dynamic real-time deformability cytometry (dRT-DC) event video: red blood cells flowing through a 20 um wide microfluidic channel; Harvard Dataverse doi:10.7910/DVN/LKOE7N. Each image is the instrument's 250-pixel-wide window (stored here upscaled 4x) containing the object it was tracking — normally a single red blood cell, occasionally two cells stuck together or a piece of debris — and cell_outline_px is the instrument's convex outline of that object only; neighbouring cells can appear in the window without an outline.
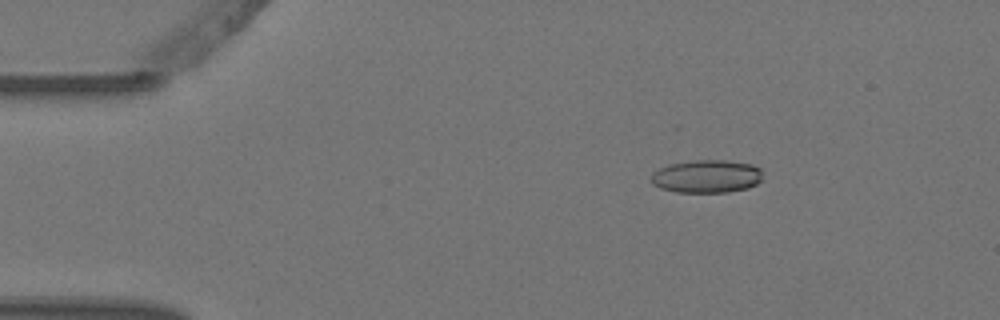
{"species": "Egyptian fruit bat (a non-hibernating species)", "species_latin": "Rousettus aegyptiacus", "temperature_condition": "warm", "stored_images_in_passage": 5, "camera_frame_rate_fps": 3000, "um_per_image_px": 0.085, "animal": {"sex": "female"}, "frame": {"image": 1, "passage_image": 3, "time_ms": 0.667, "image_size_px": [1000, 320], "cell_outline_px": [[764, 180], [748, 188], [728, 192], [676, 192], [660, 188], [652, 184], [652, 172], [668, 164], [692, 160], [728, 160], [752, 164], [760, 168]], "centroid_in_image_um": [60.1, 14.98], "position_along_channel_um": 24.9, "area_um2": 21.73}}